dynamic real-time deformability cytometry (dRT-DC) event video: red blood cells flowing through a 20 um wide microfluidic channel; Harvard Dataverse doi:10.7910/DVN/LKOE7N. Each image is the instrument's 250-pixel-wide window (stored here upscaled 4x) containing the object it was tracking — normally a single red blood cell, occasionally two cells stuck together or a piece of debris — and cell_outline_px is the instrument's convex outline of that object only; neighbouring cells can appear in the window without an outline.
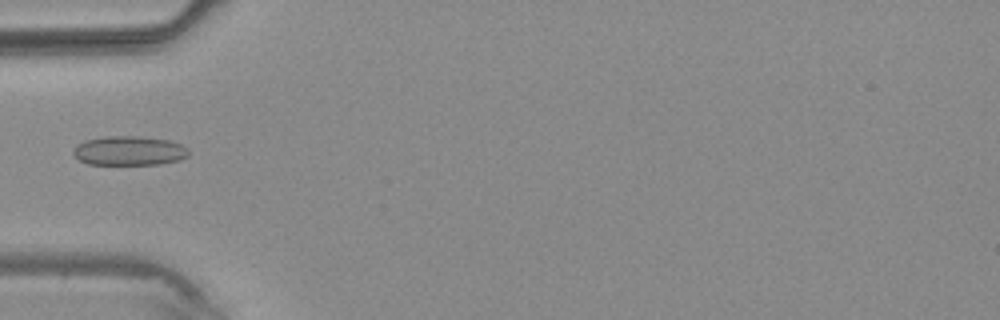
{"species": "common noctule bat (a hibernating species)", "species_latin": "Nyctalus noctula", "temperature_condition": "warm", "stored_images_in_passage": 3, "camera_frame_rate_fps": 3000, "um_per_image_px": 0.085, "animal": {"sex": "male", "body_mass_g": 20.4}, "frame": {"image": 1, "passage_image": 3, "time_ms": 3.333, "image_size_px": [1000, 320], "cell_outline_px": [[188, 156], [180, 160], [160, 164], [88, 164], [80, 160], [72, 152], [76, 144], [84, 140], [104, 136], [136, 136], [168, 140], [180, 144], [188, 148]], "centroid_in_image_um": [10.97, 12.81], "position_along_channel_um": 74.0, "area_um2": 19.71}}